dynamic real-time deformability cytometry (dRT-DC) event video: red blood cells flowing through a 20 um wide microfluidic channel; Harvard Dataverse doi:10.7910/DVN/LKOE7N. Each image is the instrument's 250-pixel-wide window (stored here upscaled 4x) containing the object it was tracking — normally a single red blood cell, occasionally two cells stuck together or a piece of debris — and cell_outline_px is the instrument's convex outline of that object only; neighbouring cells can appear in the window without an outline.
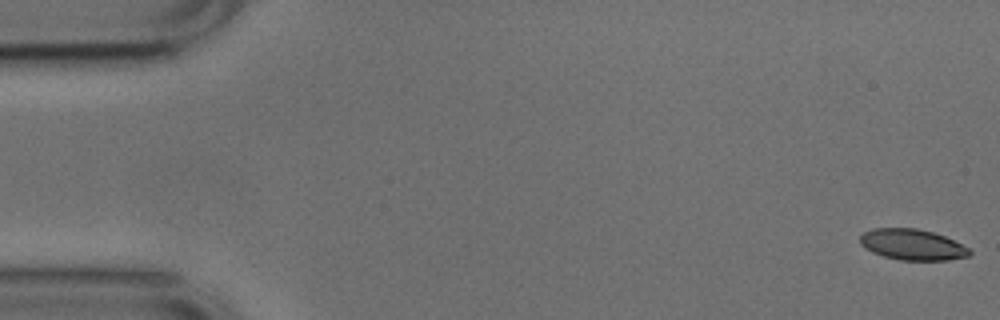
{"species": "common noctule bat (a hibernating species)", "species_latin": "Nyctalus noctula", "temperature_condition": "cold", "stored_images_in_passage": 54, "camera_frame_rate_fps": 3000, "um_per_image_px": 0.085, "animal": {"sex": "male", "body_mass_g": 17.9, "forearm_length_mm": 54.2}, "frame": {"image": 1, "passage_image": 1, "time_ms": 0.0, "image_size_px": [1000, 320], "cell_outline_px": [[972, 252], [968, 256], [948, 260], [900, 260], [884, 256], [872, 252], [864, 248], [860, 244], [860, 236], [864, 232], [872, 228], [916, 228], [932, 232], [944, 236], [968, 248]], "centroid_in_image_um": [77.51, 20.79], "position_along_channel_um": 7.5, "area_um2": 19.59}}
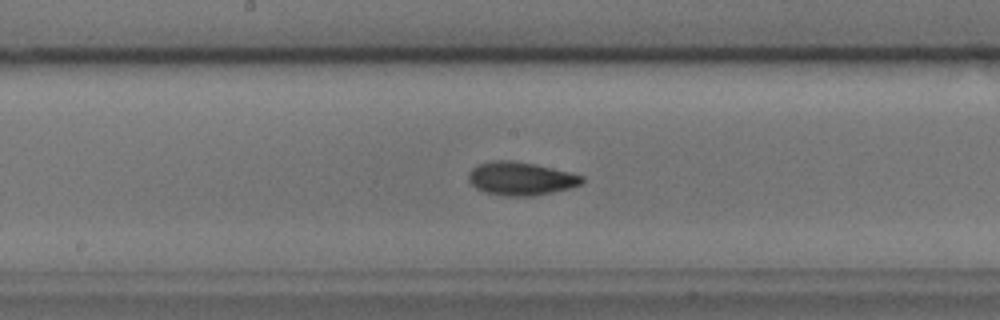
{"frame": {"image": 2, "passage_image": 27, "time_ms": 8.667, "image_size_px": [1000, 320], "cell_outline_px": [[584, 180], [580, 184], [568, 188], [552, 192], [532, 196], [508, 196], [484, 192], [476, 188], [468, 180], [468, 172], [476, 164], [492, 160], [512, 160], [536, 164], [584, 176]], "centroid_in_image_um": [44.21, 15.16], "position_along_channel_um": 204.0, "area_um2": 22.02}}
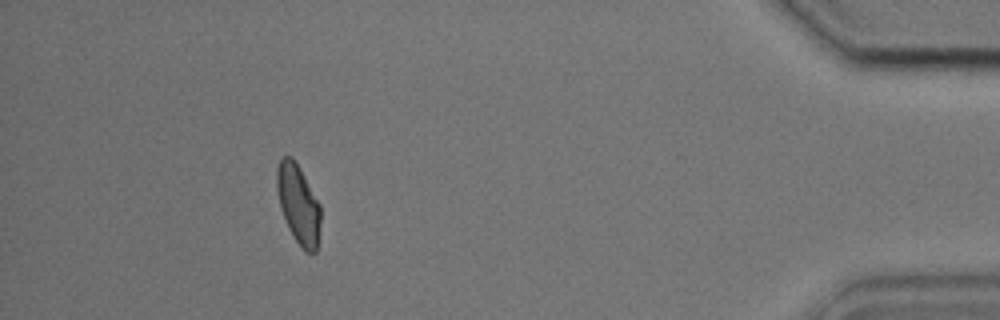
{"frame": {"image": 3, "passage_image": 48, "time_ms": 15.667, "image_size_px": [1000, 320], "cell_outline_px": [[320, 220], [316, 252], [304, 252], [288, 228], [280, 208], [276, 188], [276, 168], [280, 156], [292, 156], [300, 168], [320, 204]], "centroid_in_image_um": [25.33, 17.31], "position_along_channel_um": 409.9, "area_um2": 20.29}, "authors_computed_cell_mechanics": {"area_um2": 20.6924, "velocity_mm_per_s": 3.7744, "shape_relaxation_time_tau1_ms": 2.976, "shape_relaxation_time_tau2_ms": 2.5724, "deformation_change_tau1": 0.1077, "deformation_change_tau2": 0.071}}